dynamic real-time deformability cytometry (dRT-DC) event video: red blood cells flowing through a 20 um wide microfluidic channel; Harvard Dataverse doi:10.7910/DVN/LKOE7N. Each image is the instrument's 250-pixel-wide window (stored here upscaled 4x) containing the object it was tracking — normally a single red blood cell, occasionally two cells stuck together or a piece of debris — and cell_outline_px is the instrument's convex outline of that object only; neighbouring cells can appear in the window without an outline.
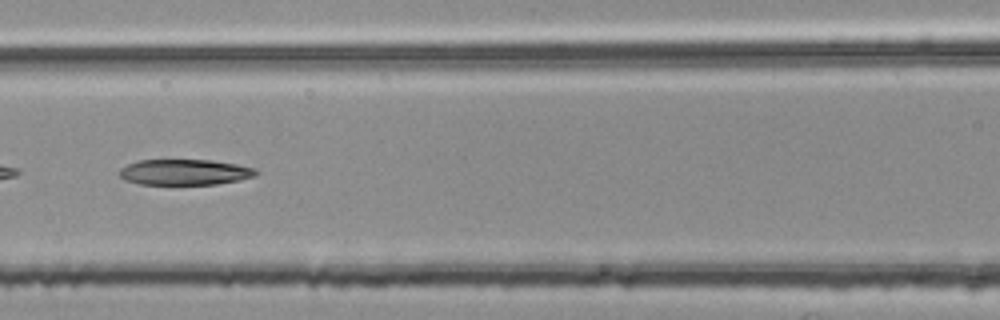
{"species": "common noctule bat (a hibernating species)", "species_latin": "Nyctalus noctula", "temperature_condition": "room temperature", "stored_images_in_passage": 48, "camera_frame_rate_fps": 3000, "um_per_image_px": 0.085, "animal": {"sex": "female", "body_mass_g": 25.1}, "frame": {"image": 1, "passage_image": 19, "time_ms": 6.0, "image_size_px": [1000, 320], "cell_outline_px": [[256, 172], [252, 176], [240, 180], [216, 184], [140, 184], [124, 180], [120, 176], [120, 168], [136, 160], [212, 160], [236, 164], [256, 168]], "centroid_in_image_um": [15.66, 14.63], "position_along_channel_um": 150.9, "area_um2": 20.35}}
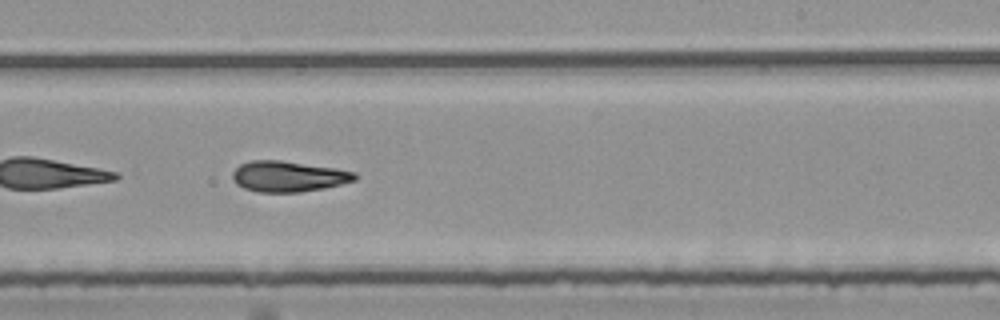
{"frame": {"image": 2, "passage_image": 28, "time_ms": 9.0, "image_size_px": [1000, 320], "cell_outline_px": [[356, 180], [324, 188], [300, 192], [260, 192], [244, 188], [236, 184], [232, 176], [232, 172], [240, 164], [252, 160], [280, 160], [336, 168], [356, 172]], "centroid_in_image_um": [24.5, 14.99], "position_along_channel_um": 264.5, "area_um2": 21.85}}
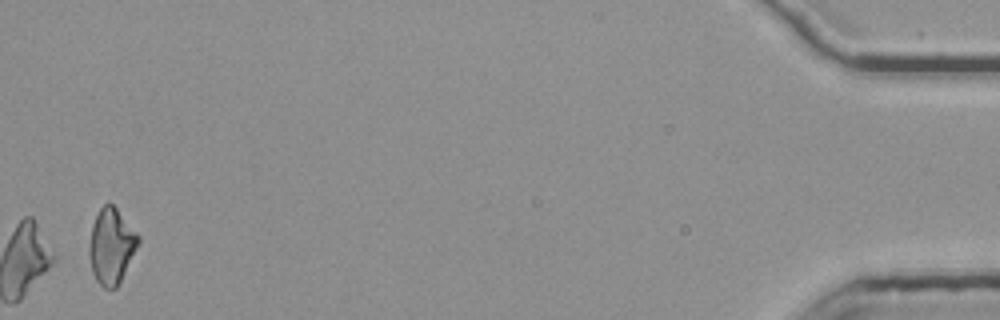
{"frame": {"image": 3, "passage_image": 48, "time_ms": 15.667, "image_size_px": [1000, 320], "cell_outline_px": [[140, 244], [116, 288], [104, 288], [96, 280], [92, 272], [88, 252], [88, 244], [92, 224], [100, 208], [104, 204], [112, 204], [116, 208], [140, 236]], "centroid_in_image_um": [9.46, 20.92], "position_along_channel_um": 425.7, "area_um2": 21.62}, "authors_computed_cell_mechanics": {"area_um2": 21.8195, "velocity_mm_per_s": 3.7977, "shape_relaxation_time_tau1_ms": null, "shape_relaxation_time_tau2_ms": 7.0351, "deformation_change_tau1": null, "deformation_change_tau2": 0.1768}}